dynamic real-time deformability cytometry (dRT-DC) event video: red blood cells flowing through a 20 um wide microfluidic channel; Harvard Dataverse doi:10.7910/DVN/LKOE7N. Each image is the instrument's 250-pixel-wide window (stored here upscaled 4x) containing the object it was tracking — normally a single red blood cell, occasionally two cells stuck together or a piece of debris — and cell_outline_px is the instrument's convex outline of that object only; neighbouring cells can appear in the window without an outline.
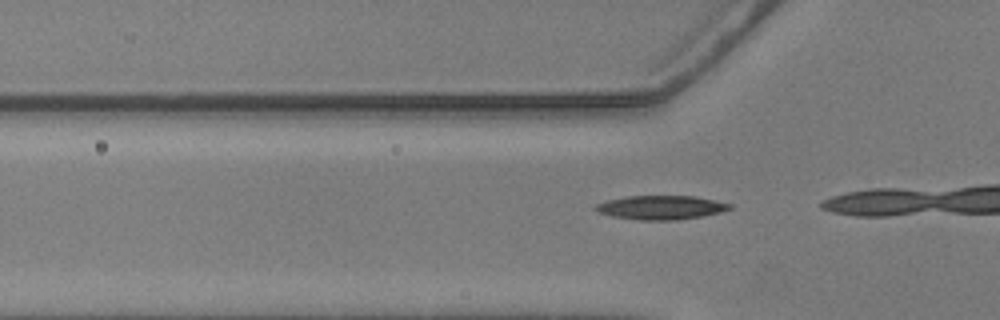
{"species": "common noctule bat (a hibernating species)", "species_latin": "Nyctalus noctula", "temperature_condition": "warm", "stored_images_in_passage": 12, "camera_frame_rate_fps": 3000, "um_per_image_px": 0.085, "animal": {"sex": "male", "body_mass_g": 20.5, "forearm_length_mm": 52.5}, "frame": {"image": 1, "passage_image": 10, "time_ms": 3.0, "image_size_px": [1000, 320], "cell_outline_px": [[732, 208], [720, 212], [704, 216], [676, 220], [636, 220], [612, 216], [600, 212], [592, 208], [596, 204], [608, 200], [628, 196], [692, 196], [716, 200], [732, 204]], "centroid_in_image_um": [56.19, 17.64], "position_along_channel_um": 69.6, "area_um2": 18.73}}